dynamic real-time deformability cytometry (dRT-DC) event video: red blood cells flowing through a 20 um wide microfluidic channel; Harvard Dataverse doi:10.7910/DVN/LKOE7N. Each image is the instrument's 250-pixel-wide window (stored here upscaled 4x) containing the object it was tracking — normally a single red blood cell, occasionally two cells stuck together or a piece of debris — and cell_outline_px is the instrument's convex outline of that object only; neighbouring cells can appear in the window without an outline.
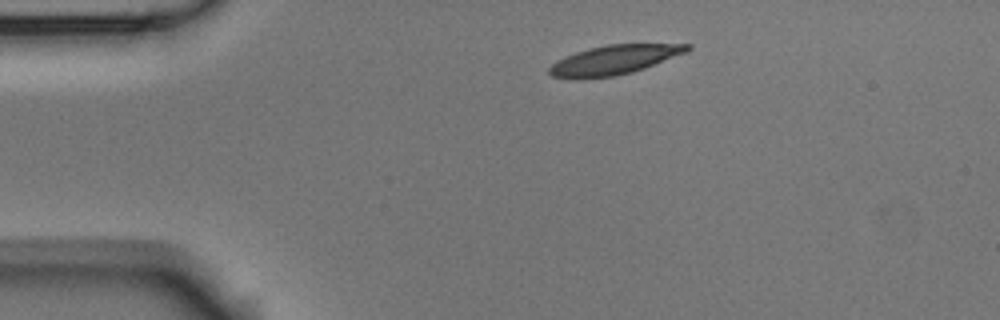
{"species": "Egyptian fruit bat (a non-hibernating species)", "species_latin": "Rousettus aegyptiacus", "temperature_condition": "room temperature", "stored_images_in_passage": 46, "camera_frame_rate_fps": 3000, "um_per_image_px": 0.085, "animal": {"sex": "male"}, "frame": {"image": 1, "passage_image": 1, "time_ms": 0.0, "image_size_px": [1000, 320], "cell_outline_px": [[692, 48], [688, 52], [644, 68], [632, 72], [616, 76], [580, 80], [572, 80], [552, 76], [548, 72], [548, 68], [556, 60], [564, 56], [588, 48], [608, 44], [692, 44]], "centroid_in_image_um": [52.15, 5.11], "position_along_channel_um": 32.8, "area_um2": 24.04}}
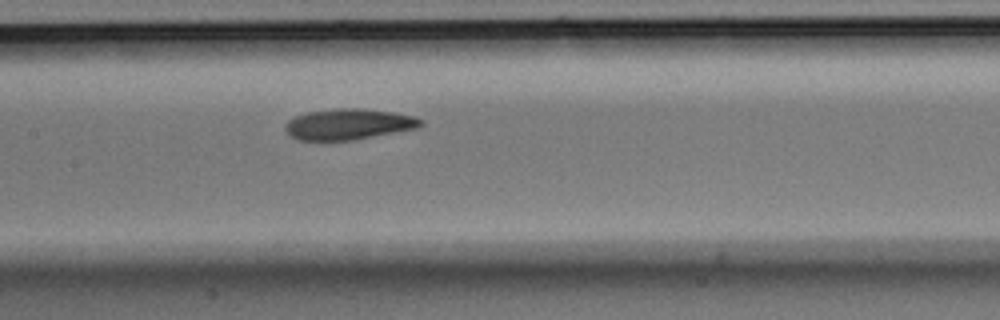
{"frame": {"image": 2, "passage_image": 17, "time_ms": 5.333, "image_size_px": [1000, 320], "cell_outline_px": [[424, 124], [420, 128], [352, 140], [324, 144], [320, 144], [296, 140], [288, 136], [284, 128], [284, 124], [288, 120], [296, 116], [308, 112], [336, 108], [364, 108], [392, 112], [416, 116], [424, 120]], "centroid_in_image_um": [29.57, 10.61], "position_along_channel_um": 177.8, "area_um2": 25.61}}
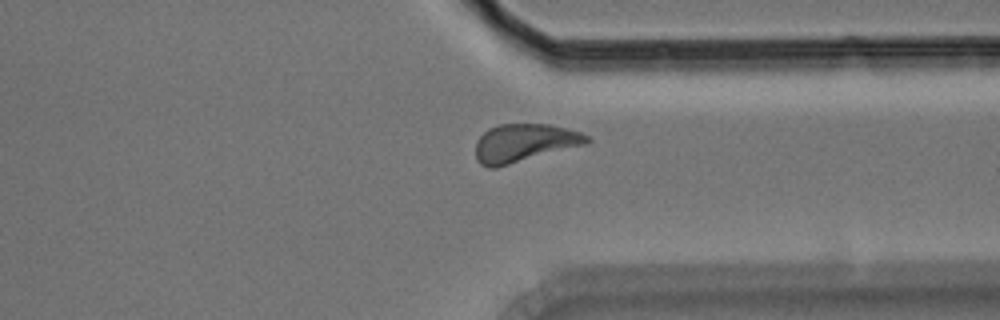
{"frame": {"image": 3, "passage_image": 33, "time_ms": 10.667, "image_size_px": [1000, 320], "cell_outline_px": [[592, 140], [588, 144], [496, 168], [488, 168], [480, 164], [476, 160], [476, 140], [488, 128], [500, 124], [548, 124], [580, 132], [588, 136]], "centroid_in_image_um": [44.56, 12.16], "position_along_channel_um": 366.8, "area_um2": 24.91}, "authors_computed_cell_mechanics": {"area_um2": 24.1893, "velocity_mm_per_s": 3.5522, "shape_relaxation_time_tau1_ms": 3.0728, "shape_relaxation_time_tau2_ms": 2.7173, "deformation_change_tau1": 0.1134, "deformation_change_tau2": 0.0946}}